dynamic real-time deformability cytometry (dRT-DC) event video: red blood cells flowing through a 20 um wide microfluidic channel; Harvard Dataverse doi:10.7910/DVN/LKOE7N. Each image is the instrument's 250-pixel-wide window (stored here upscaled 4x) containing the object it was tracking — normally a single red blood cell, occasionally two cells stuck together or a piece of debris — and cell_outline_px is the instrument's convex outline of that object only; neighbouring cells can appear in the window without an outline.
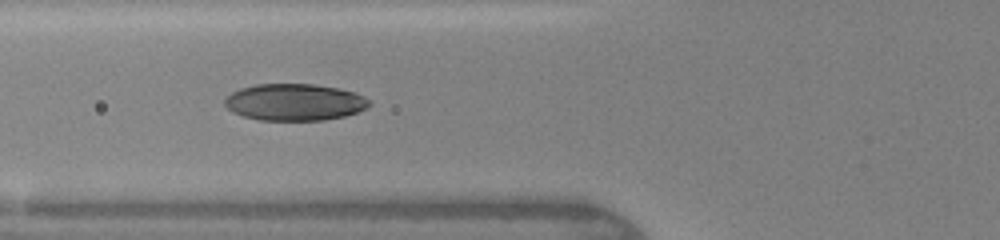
{"species": "human", "species_latin": "Homo sapiens", "temperature_condition": "warm", "stored_images_in_passage": 10, "camera_frame_rate_fps": 3000, "um_per_image_px": 0.085, "donor": {"sex": "female"}, "frame": {"image": 1, "passage_image": 9, "time_ms": 5.667, "image_size_px": [1000, 240], "cell_outline_px": [[372, 104], [356, 112], [344, 116], [324, 120], [260, 120], [244, 116], [228, 108], [224, 104], [224, 100], [232, 92], [240, 88], [256, 84], [312, 84], [340, 88], [364, 96]], "centroid_in_image_um": [25.04, 8.68], "position_along_channel_um": 100.8, "area_um2": 30.75}}